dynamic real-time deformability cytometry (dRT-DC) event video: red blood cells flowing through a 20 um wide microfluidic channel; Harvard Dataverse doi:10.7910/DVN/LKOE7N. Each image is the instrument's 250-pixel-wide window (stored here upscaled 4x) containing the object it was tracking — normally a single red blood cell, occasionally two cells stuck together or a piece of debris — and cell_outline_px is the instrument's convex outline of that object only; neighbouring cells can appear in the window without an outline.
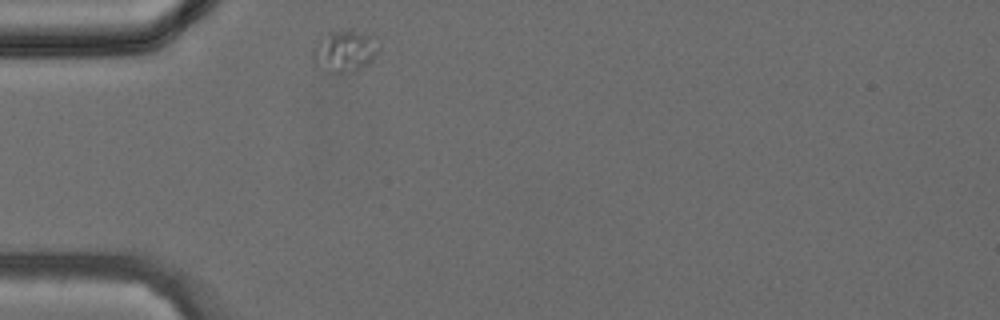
{"species": "common noctule bat (a hibernating species)", "species_latin": "Nyctalus noctula", "temperature_condition": "cold", "stored_images_in_passage": 7, "camera_frame_rate_fps": 3000, "um_per_image_px": 0.085, "animal": {"sex": "female", "body_mass_g": 24.6, "forearm_length_mm": 56.2}, "frame": {"image": 1, "passage_image": 1, "time_ms": 0.0, "image_size_px": [1000, 320], "cell_outline_px": [[380, 48], [376, 56], [368, 64], [356, 72], [344, 76], [332, 76], [324, 72], [312, 60], [312, 48], [320, 36], [332, 32], [364, 32], [372, 36], [380, 44]], "centroid_in_image_um": [29.27, 4.45], "position_along_channel_um": 55.7, "area_um2": 16.82}}
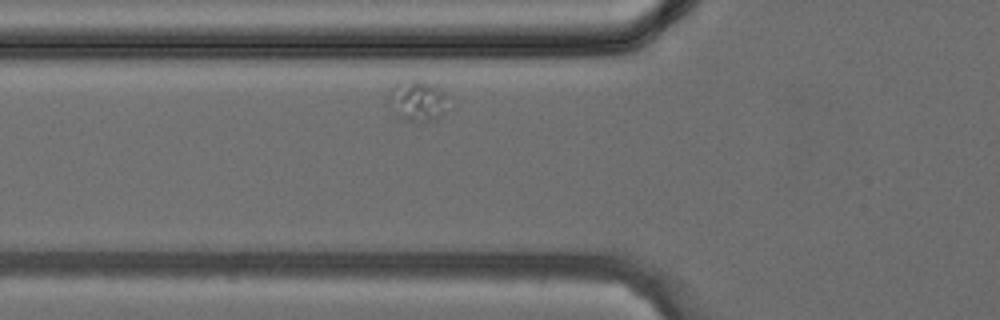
{"frame": {"image": 2, "passage_image": 4, "time_ms": 1.0, "image_size_px": [1000, 320], "cell_outline_px": [[452, 108], [436, 120], [424, 124], [408, 120], [400, 116], [388, 108], [384, 100], [388, 92], [392, 88], [412, 80], [416, 80], [428, 84], [444, 92]], "centroid_in_image_um": [35.51, 8.66], "position_along_channel_um": 90.3, "area_um2": 14.51}}